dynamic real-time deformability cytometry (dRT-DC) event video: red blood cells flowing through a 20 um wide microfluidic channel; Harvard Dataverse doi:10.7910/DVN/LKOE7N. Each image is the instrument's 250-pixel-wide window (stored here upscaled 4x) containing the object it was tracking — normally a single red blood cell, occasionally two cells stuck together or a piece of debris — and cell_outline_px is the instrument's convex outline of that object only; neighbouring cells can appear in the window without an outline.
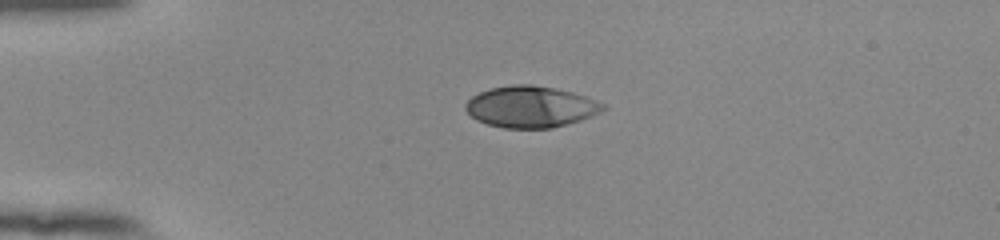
{"species": "human", "species_latin": "Homo sapiens", "temperature_condition": "room temperature", "stored_images_in_passage": 41, "camera_frame_rate_fps": 3000, "um_per_image_px": 0.085, "donor": {"sex": "female"}, "frame": {"image": 1, "passage_image": 1, "time_ms": 0.0, "image_size_px": [1000, 240], "cell_outline_px": [[608, 108], [600, 112], [580, 120], [552, 128], [504, 128], [488, 124], [476, 120], [464, 108], [464, 104], [472, 96], [488, 88], [512, 84], [532, 84], [556, 88], [588, 96], [604, 104]], "centroid_in_image_um": [45.11, 9.06], "position_along_channel_um": 39.9, "area_um2": 33.35}}
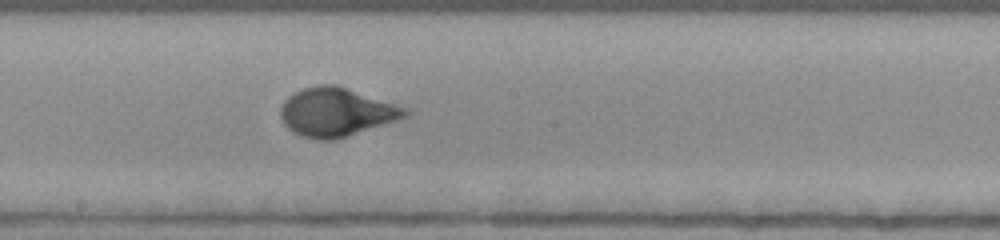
{"frame": {"image": 2, "passage_image": 18, "time_ms": 5.667, "image_size_px": [1000, 240], "cell_outline_px": [[412, 112], [408, 116], [336, 140], [320, 140], [300, 136], [292, 132], [284, 124], [280, 116], [280, 108], [284, 100], [288, 96], [304, 88], [316, 84], [336, 84], [412, 108]], "centroid_in_image_um": [28.62, 9.52], "position_along_channel_um": 219.6, "area_um2": 35.84}}
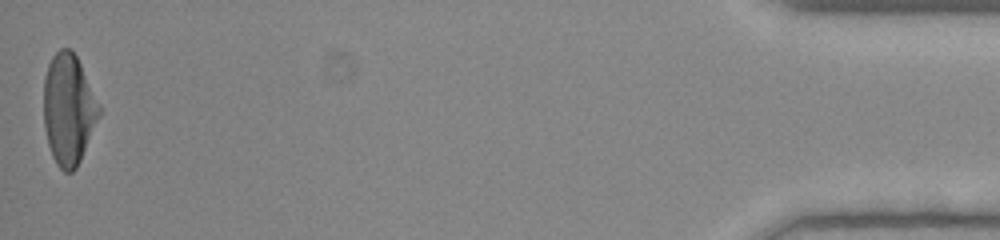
{"frame": {"image": 3, "passage_image": 41, "time_ms": 13.333, "image_size_px": [1000, 240], "cell_outline_px": [[100, 116], [80, 160], [76, 168], [72, 172], [64, 172], [56, 164], [52, 156], [48, 144], [44, 128], [44, 76], [48, 64], [52, 56], [60, 48], [72, 48], [80, 64], [100, 108]], "centroid_in_image_um": [5.8, 9.3], "position_along_channel_um": 429.4, "area_um2": 35.55}, "authors_computed_cell_mechanics": {"area_um2": 34.68, "velocity_mm_per_s": 3.8643, "shape_relaxation_time_tau1_ms": 4.1415, "shape_relaxation_time_tau2_ms": null, "deformation_change_tau1": 0.2362, "deformation_change_tau2": null}}